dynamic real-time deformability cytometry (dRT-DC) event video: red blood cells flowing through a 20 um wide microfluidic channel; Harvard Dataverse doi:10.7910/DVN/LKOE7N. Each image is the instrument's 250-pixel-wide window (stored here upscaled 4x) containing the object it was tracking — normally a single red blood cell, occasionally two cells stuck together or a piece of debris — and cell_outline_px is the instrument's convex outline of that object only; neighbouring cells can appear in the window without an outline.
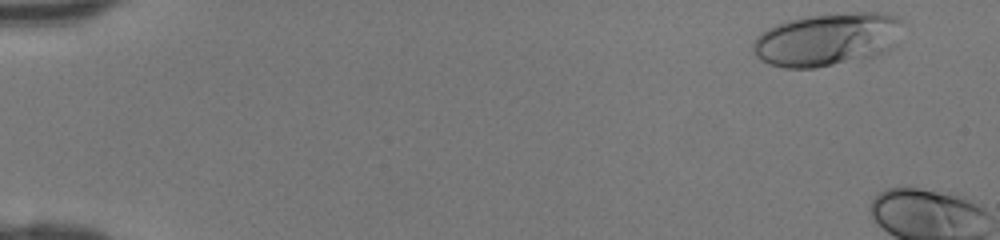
{"species": "human", "species_latin": "Homo sapiens", "temperature_condition": "room temperature", "stored_images_in_passage": 7, "camera_frame_rate_fps": 3000, "um_per_image_px": 0.085, "donor": {"sex": "female"}, "frame": {"image": 1, "passage_image": 1, "time_ms": 0.0, "image_size_px": [1000, 240], "cell_outline_px": [[900, 44], [888, 52], [880, 56], [860, 60], [816, 68], [784, 68], [768, 64], [760, 60], [752, 52], [752, 44], [756, 36], [760, 32], [776, 24], [788, 20], [808, 16], [852, 12], [884, 12], [900, 16]], "centroid_in_image_um": [70.37, 3.36], "position_along_channel_um": 14.6, "area_um2": 47.45}}